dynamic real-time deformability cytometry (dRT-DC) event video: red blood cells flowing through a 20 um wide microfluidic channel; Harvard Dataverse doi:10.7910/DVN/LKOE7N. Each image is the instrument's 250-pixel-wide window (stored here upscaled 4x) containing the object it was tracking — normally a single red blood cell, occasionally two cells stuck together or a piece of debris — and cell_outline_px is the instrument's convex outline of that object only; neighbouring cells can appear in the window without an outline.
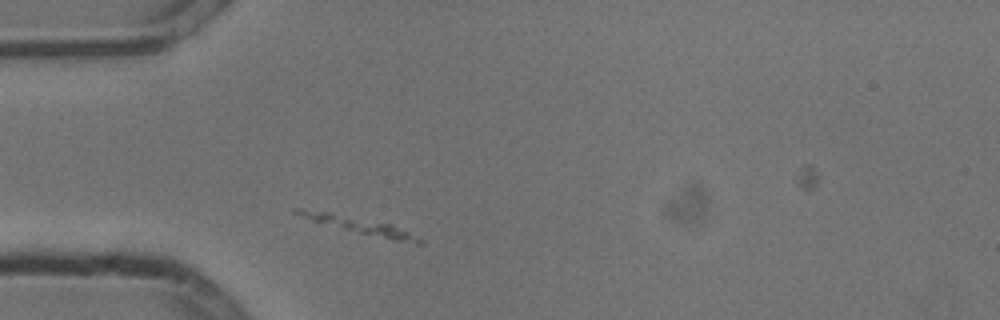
{"species": "common noctule bat (a hibernating species)", "species_latin": "Nyctalus noctula", "temperature_condition": "cold", "stored_images_in_passage": 2, "camera_frame_rate_fps": 3000, "um_per_image_px": 0.085, "animal": {"sex": "male", "body_mass_g": 13.3}, "frame": {"image": 1, "passage_image": 2, "time_ms": 0.333, "image_size_px": [1000, 320], "cell_outline_px": [[424, 244], [416, 244], [396, 240], [360, 232], [312, 220], [292, 212], [292, 208], [304, 208], [328, 212], [392, 224], [424, 240]], "centroid_in_image_um": [30.59, 19.14], "position_along_channel_um": 54.4, "area_um2": 11.16}}